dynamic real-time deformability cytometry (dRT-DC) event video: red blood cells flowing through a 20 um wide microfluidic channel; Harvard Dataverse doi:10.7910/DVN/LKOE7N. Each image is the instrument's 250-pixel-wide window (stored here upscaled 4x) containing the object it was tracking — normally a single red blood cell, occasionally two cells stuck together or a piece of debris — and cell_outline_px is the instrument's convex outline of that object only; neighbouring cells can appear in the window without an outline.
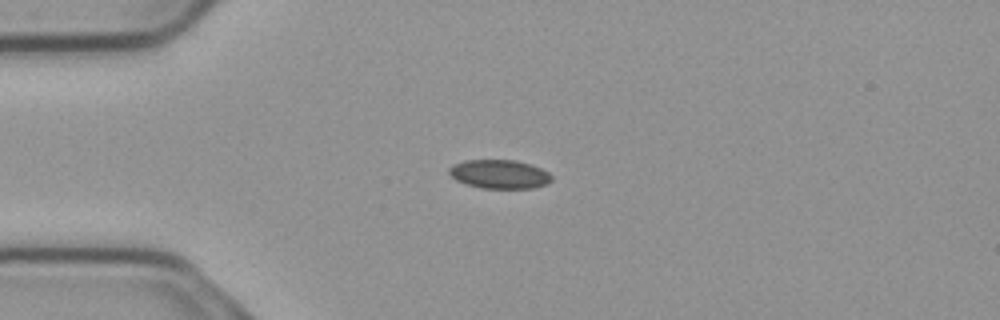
{"species": "common noctule bat (a hibernating species)", "species_latin": "Nyctalus noctula", "temperature_condition": "cold", "stored_images_in_passage": 4, "camera_frame_rate_fps": 3000, "um_per_image_px": 0.085, "animal": {"sex": "male", "body_mass_g": 23.1, "forearm_length_mm": 52.7}, "frame": {"image": 1, "passage_image": 1, "time_ms": 0.0, "image_size_px": [1000, 320], "cell_outline_px": [[552, 180], [548, 184], [532, 188], [480, 188], [456, 180], [448, 172], [448, 168], [452, 164], [464, 160], [516, 160], [532, 164], [548, 172], [552, 176]], "centroid_in_image_um": [42.46, 14.79], "position_along_channel_um": 42.5, "area_um2": 17.34}}